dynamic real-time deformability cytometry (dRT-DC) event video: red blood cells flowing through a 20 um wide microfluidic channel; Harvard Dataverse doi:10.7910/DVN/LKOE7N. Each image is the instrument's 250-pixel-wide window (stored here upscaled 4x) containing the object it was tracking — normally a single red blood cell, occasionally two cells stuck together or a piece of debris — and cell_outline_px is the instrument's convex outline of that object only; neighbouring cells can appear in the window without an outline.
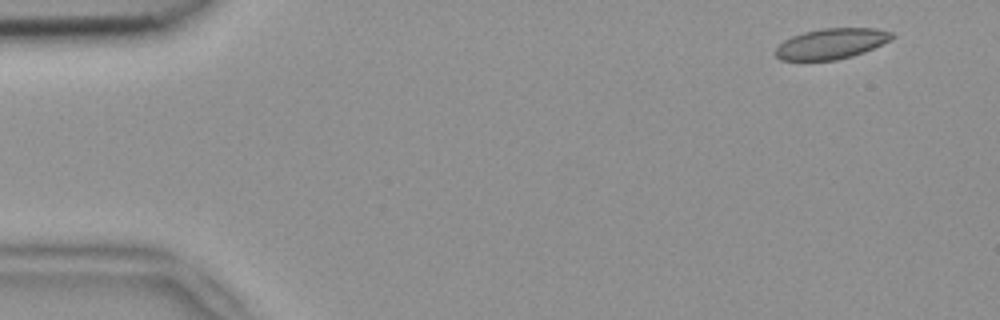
{"species": "common noctule bat (a hibernating species)", "species_latin": "Nyctalus noctula", "temperature_condition": "room temperature", "stored_images_in_passage": 5, "camera_frame_rate_fps": 3000, "um_per_image_px": 0.085, "animal": {"sex": "female", "body_mass_g": 18.4}, "frame": {"image": 1, "passage_image": 1, "time_ms": 0.0, "image_size_px": [1000, 320], "cell_outline_px": [[896, 36], [892, 40], [864, 52], [852, 56], [836, 60], [780, 60], [772, 52], [784, 40], [792, 36], [804, 32], [820, 28], [876, 28], [892, 32]], "centroid_in_image_um": [70.67, 3.71], "position_along_channel_um": 14.3, "area_um2": 20.92}}
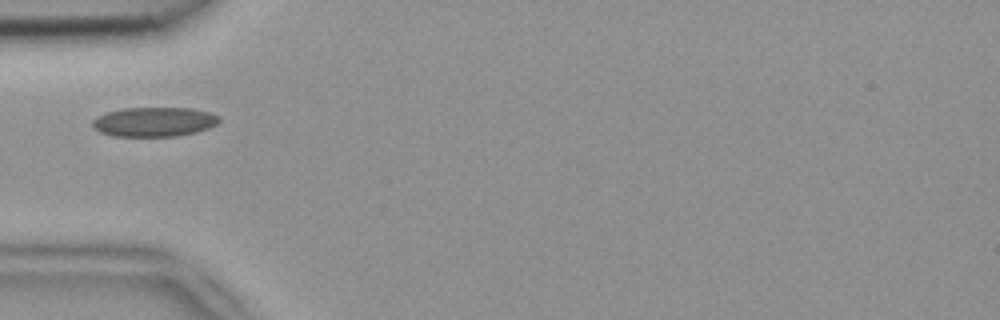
{"frame": {"image": 2, "passage_image": 4, "time_ms": 1.0, "image_size_px": [1000, 320], "cell_outline_px": [[220, 120], [216, 124], [208, 128], [196, 132], [176, 136], [112, 136], [100, 132], [92, 124], [92, 120], [108, 112], [124, 108], [192, 108], [208, 112], [220, 116]], "centroid_in_image_um": [13.13, 10.36], "position_along_channel_um": 71.9, "area_um2": 21.56}}